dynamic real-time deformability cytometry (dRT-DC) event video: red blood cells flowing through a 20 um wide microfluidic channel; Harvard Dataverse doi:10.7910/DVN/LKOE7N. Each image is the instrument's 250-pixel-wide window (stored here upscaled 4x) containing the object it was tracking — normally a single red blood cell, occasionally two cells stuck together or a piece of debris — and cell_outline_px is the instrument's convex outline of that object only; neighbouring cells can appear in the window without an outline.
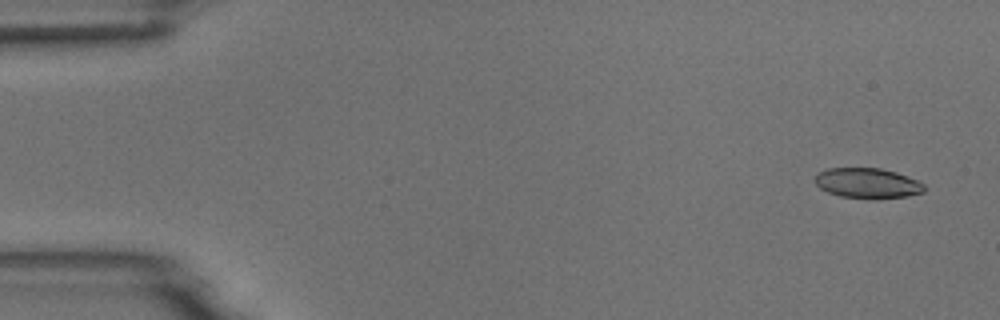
{"species": "common noctule bat (a hibernating species)", "species_latin": "Nyctalus noctula", "temperature_condition": "room temperature", "stored_images_in_passage": 55, "camera_frame_rate_fps": 3000, "um_per_image_px": 0.085, "animal": {"sex": "male", "body_mass_g": 18.8}, "frame": {"image": 1, "passage_image": 3, "time_ms": 0.667, "image_size_px": [1000, 320], "cell_outline_px": [[924, 192], [908, 196], [876, 200], [872, 200], [840, 196], [828, 192], [820, 188], [812, 180], [820, 172], [828, 168], [880, 168], [896, 172], [916, 180], [924, 184]], "centroid_in_image_um": [73.73, 15.59], "position_along_channel_um": 11.3, "area_um2": 19.48}}
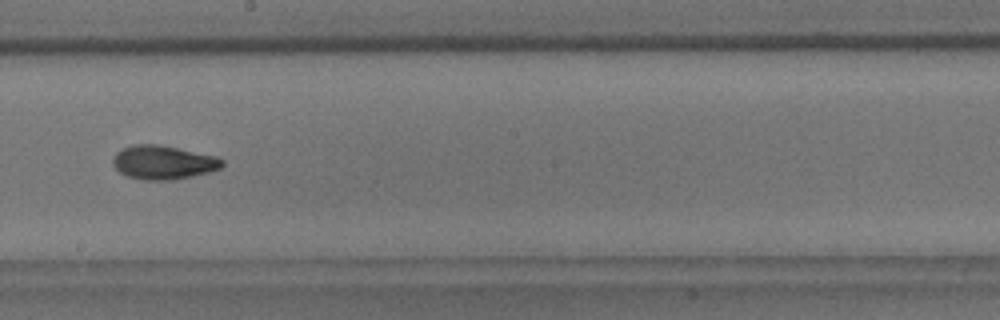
{"frame": {"image": 2, "passage_image": 31, "time_ms": 10.0, "image_size_px": [1000, 320], "cell_outline_px": [[224, 164], [220, 168], [208, 172], [192, 176], [172, 180], [144, 180], [128, 176], [120, 172], [112, 164], [112, 160], [116, 152], [124, 148], [136, 144], [160, 144], [216, 156], [224, 160]], "centroid_in_image_um": [13.88, 13.8], "position_along_channel_um": 234.3, "area_um2": 21.5}}
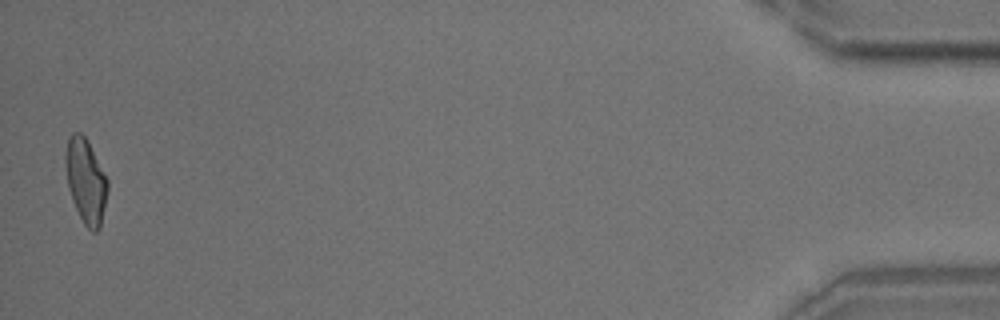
{"frame": {"image": 3, "passage_image": 54, "time_ms": 17.667, "image_size_px": [1000, 320], "cell_outline_px": [[108, 192], [100, 228], [96, 232], [92, 232], [84, 224], [72, 200], [68, 188], [64, 164], [64, 156], [68, 136], [72, 132], [80, 132], [84, 136], [108, 180]], "centroid_in_image_um": [7.27, 15.38], "position_along_channel_um": 427.9, "area_um2": 20.75}, "authors_computed_cell_mechanics": {"area_um2": 20.519, "velocity_mm_per_s": 3.7208, "shape_relaxation_time_tau1_ms": 4.2015, "shape_relaxation_time_tau2_ms": 2.4187, "deformation_change_tau1": 0.1429, "deformation_change_tau2": 0.0845}}